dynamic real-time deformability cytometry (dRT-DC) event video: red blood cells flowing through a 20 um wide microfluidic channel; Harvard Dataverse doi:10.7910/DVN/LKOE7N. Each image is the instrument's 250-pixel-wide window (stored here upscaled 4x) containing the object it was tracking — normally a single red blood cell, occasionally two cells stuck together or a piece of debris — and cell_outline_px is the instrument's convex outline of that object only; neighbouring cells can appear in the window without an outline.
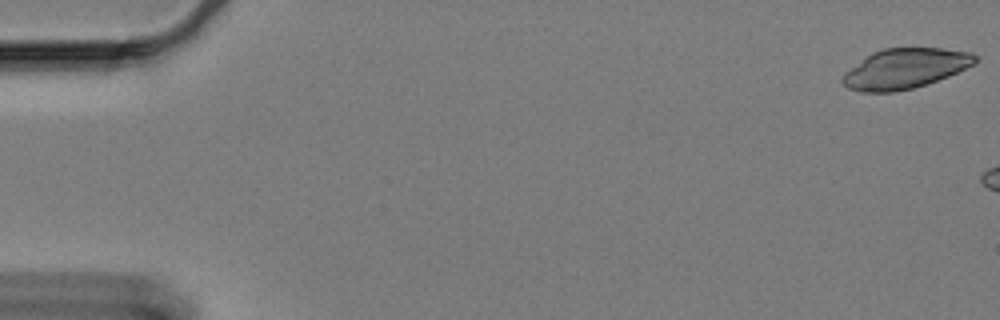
{"species": "Egyptian fruit bat (a non-hibernating species)", "species_latin": "Rousettus aegyptiacus", "temperature_condition": "cold", "stored_images_in_passage": 6, "camera_frame_rate_fps": 3000, "um_per_image_px": 0.085, "animal": {"sex": "female"}, "frame": {"image": 1, "passage_image": 1, "time_ms": 0.0, "image_size_px": [1000, 320], "cell_outline_px": [[976, 60], [972, 64], [948, 76], [912, 88], [896, 92], [860, 92], [848, 88], [840, 80], [844, 72], [872, 52], [884, 48], [940, 48], [972, 52], [976, 56]], "centroid_in_image_um": [76.87, 5.83], "position_along_channel_um": 8.1, "area_um2": 30.63}}